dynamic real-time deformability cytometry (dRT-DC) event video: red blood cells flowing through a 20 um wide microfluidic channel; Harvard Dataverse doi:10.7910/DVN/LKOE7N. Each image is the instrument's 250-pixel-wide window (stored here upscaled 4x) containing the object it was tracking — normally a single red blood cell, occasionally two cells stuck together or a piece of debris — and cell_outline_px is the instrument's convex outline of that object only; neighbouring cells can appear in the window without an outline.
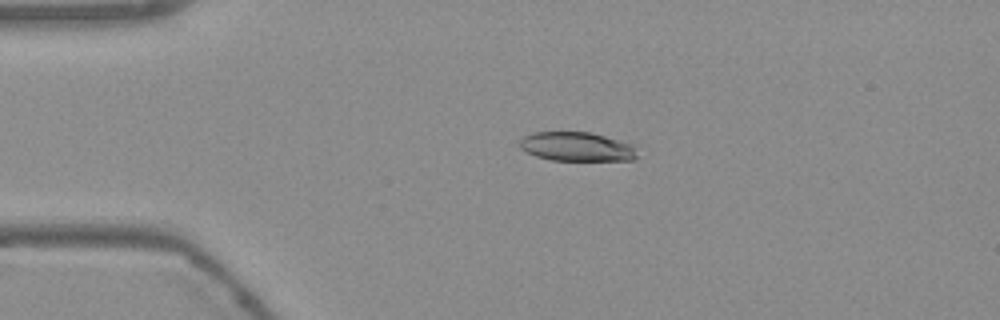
{"species": "Egyptian fruit bat (a non-hibernating species)", "species_latin": "Rousettus aegyptiacus", "temperature_condition": "warm", "stored_images_in_passage": 46, "camera_frame_rate_fps": 3000, "um_per_image_px": 0.085, "frame": {"image": 1, "passage_image": 4, "time_ms": 1.0, "image_size_px": [1000, 320], "cell_outline_px": [[636, 160], [552, 160], [536, 156], [520, 148], [520, 140], [524, 136], [532, 132], [592, 132], [632, 144], [636, 148]], "centroid_in_image_um": [49.04, 12.46], "position_along_channel_um": 36.0, "area_um2": 19.88}}
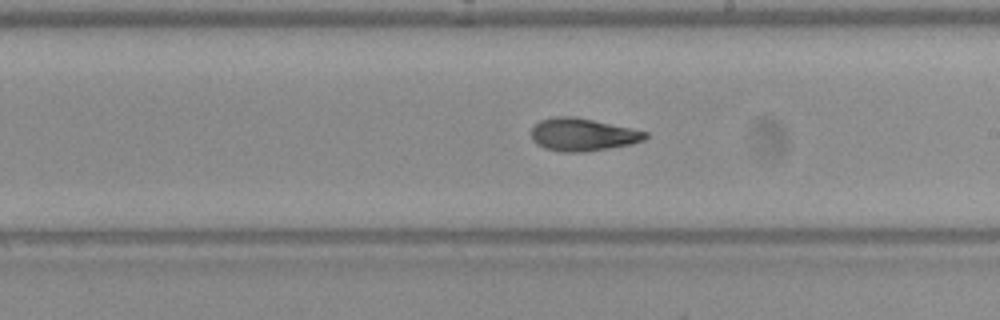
{"frame": {"image": 2, "passage_image": 23, "time_ms": 7.333, "image_size_px": [1000, 320], "cell_outline_px": [[648, 136], [644, 140], [632, 144], [608, 148], [580, 152], [560, 152], [544, 148], [536, 144], [532, 140], [532, 128], [540, 120], [556, 116], [576, 116], [648, 132]], "centroid_in_image_um": [49.51, 11.44], "position_along_channel_um": 239.5, "area_um2": 21.73}}
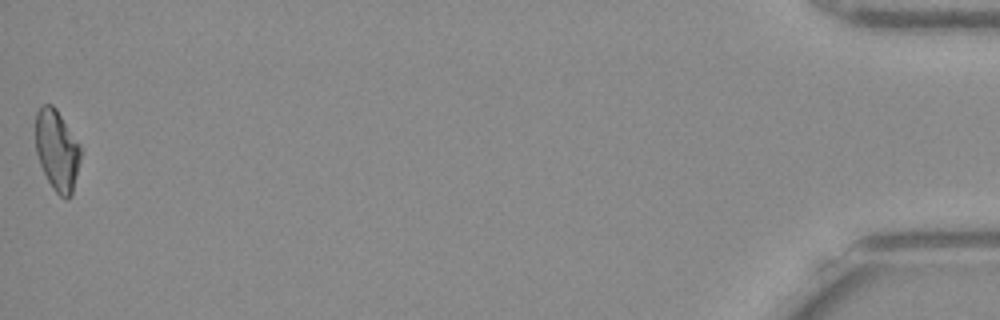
{"frame": {"image": 3, "passage_image": 46, "time_ms": 15.0, "image_size_px": [1000, 320], "cell_outline_px": [[80, 160], [72, 196], [68, 200], [64, 200], [52, 188], [40, 164], [36, 152], [36, 112], [44, 104], [52, 104], [56, 108], [80, 144]], "centroid_in_image_um": [4.86, 12.8], "position_along_channel_um": 430.3, "area_um2": 21.27}, "authors_computed_cell_mechanics": {"area_um2": 21.6172, "velocity_mm_per_s": 3.7737, "shape_relaxation_time_tau1_ms": 5.2952, "shape_relaxation_time_tau2_ms": 3.6273, "deformation_change_tau1": 0.176, "deformation_change_tau2": 0.0855}}